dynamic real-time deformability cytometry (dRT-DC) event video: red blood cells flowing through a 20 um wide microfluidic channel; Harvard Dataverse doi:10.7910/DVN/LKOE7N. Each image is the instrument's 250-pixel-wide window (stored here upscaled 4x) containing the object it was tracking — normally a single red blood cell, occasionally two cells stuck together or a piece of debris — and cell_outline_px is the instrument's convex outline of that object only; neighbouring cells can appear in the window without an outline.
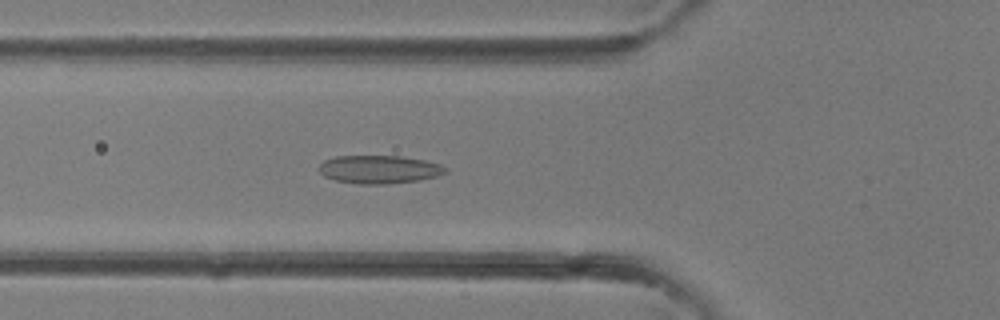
{"species": "common noctule bat (a hibernating species)", "species_latin": "Nyctalus noctula", "temperature_condition": "room temperature", "stored_images_in_passage": 29, "camera_frame_rate_fps": 3000, "um_per_image_px": 0.085, "animal": {"sex": "female"}, "frame": {"image": 1, "passage_image": 5, "time_ms": 1.333, "image_size_px": [1000, 320], "cell_outline_px": [[448, 172], [436, 176], [420, 180], [388, 184], [360, 184], [336, 180], [324, 176], [320, 172], [320, 164], [324, 160], [336, 156], [400, 156], [424, 160], [440, 164], [448, 168]], "centroid_in_image_um": [32.26, 14.4], "position_along_channel_um": 93.5, "area_um2": 20.75}}
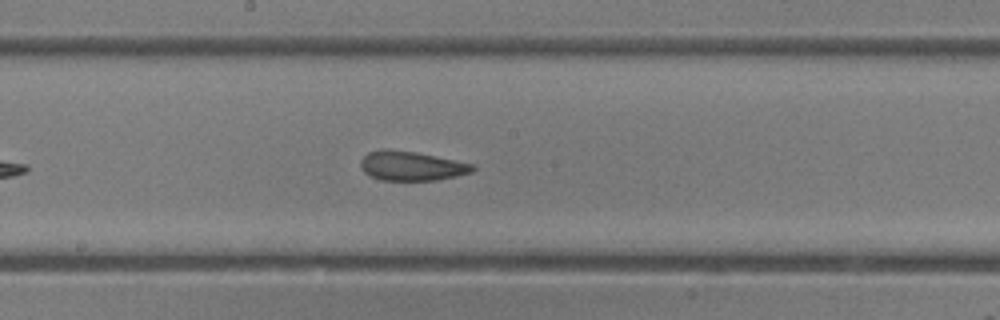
{"frame": {"image": 2, "passage_image": 12, "time_ms": 3.667, "image_size_px": [1000, 320], "cell_outline_px": [[476, 168], [472, 172], [456, 176], [436, 180], [380, 180], [364, 172], [360, 168], [360, 160], [368, 152], [384, 148], [416, 152], [476, 164]], "centroid_in_image_um": [34.98, 14.09], "position_along_channel_um": 213.2, "area_um2": 19.31}}
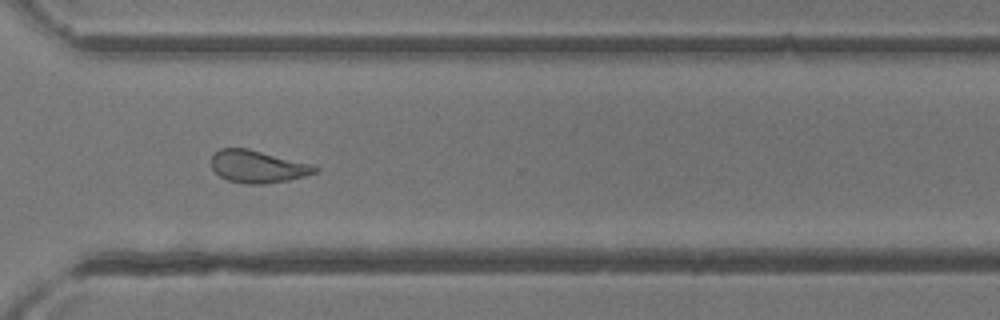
{"frame": {"image": 3, "passage_image": 20, "time_ms": 6.333, "image_size_px": [1000, 320], "cell_outline_px": [[320, 168], [316, 172], [304, 176], [288, 180], [264, 184], [244, 184], [228, 180], [220, 176], [212, 168], [212, 156], [220, 148], [248, 148], [308, 164]], "centroid_in_image_um": [21.87, 14.17], "position_along_channel_um": 348.7, "area_um2": 19.25}}